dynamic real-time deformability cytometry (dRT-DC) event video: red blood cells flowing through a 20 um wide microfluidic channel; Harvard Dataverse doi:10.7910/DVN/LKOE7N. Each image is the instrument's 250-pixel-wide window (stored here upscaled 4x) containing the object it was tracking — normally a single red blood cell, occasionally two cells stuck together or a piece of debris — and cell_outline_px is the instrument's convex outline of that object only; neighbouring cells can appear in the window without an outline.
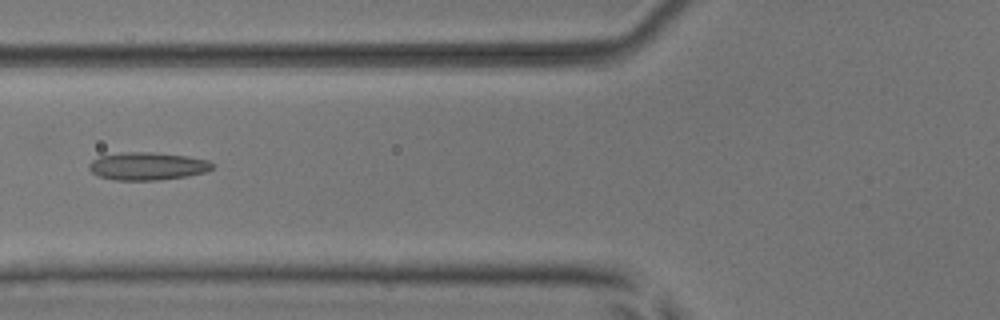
{"species": "common noctule bat (a hibernating species)", "species_latin": "Nyctalus noctula", "temperature_condition": "room temperature", "stored_images_in_passage": 6, "camera_frame_rate_fps": 3000, "um_per_image_px": 0.085, "animal": {"sex": "male", "body_mass_g": 17.9, "forearm_length_mm": 54.2}, "frame": {"image": 1, "passage_image": 5, "time_ms": 5.667, "image_size_px": [1000, 320], "cell_outline_px": [[212, 168], [204, 172], [188, 176], [156, 180], [116, 180], [100, 176], [92, 172], [88, 168], [88, 164], [92, 160], [100, 156], [120, 152], [152, 152], [188, 156], [208, 160], [212, 164]], "centroid_in_image_um": [12.51, 14.11], "position_along_channel_um": 113.3, "area_um2": 19.88}}
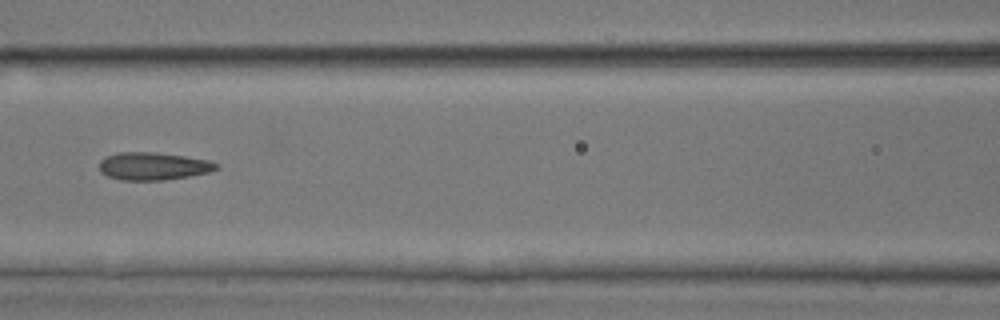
{"frame": {"image": 2, "passage_image": 6, "time_ms": 6.667, "image_size_px": [1000, 320], "cell_outline_px": [[216, 168], [208, 172], [188, 176], [164, 180], [120, 180], [108, 176], [100, 172], [100, 160], [116, 152], [152, 152], [184, 156], [208, 160], [216, 164]], "centroid_in_image_um": [12.96, 14.12], "position_along_channel_um": 153.6, "area_um2": 18.61}}